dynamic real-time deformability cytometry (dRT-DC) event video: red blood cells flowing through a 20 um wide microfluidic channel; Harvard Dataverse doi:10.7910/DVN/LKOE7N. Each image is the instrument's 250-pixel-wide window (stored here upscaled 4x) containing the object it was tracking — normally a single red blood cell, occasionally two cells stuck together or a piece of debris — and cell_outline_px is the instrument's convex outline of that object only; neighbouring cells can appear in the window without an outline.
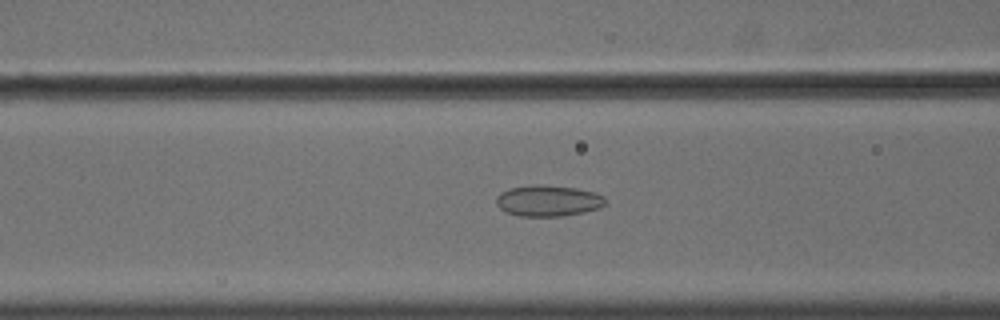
{"species": "common noctule bat (a hibernating species)", "species_latin": "Nyctalus noctula", "temperature_condition": "cold", "stored_images_in_passage": 57, "camera_frame_rate_fps": 3000, "um_per_image_px": 0.085, "animal": {"sex": "male", "body_mass_g": 18.8}, "frame": {"image": 1, "passage_image": 24, "time_ms": 7.667, "image_size_px": [1000, 320], "cell_outline_px": [[604, 204], [600, 208], [584, 212], [560, 216], [520, 216], [508, 212], [500, 208], [496, 204], [496, 196], [500, 192], [508, 188], [532, 184], [544, 184], [576, 188], [596, 192], [604, 196]], "centroid_in_image_um": [46.57, 17.04], "position_along_channel_um": 120.0, "area_um2": 19.94}}
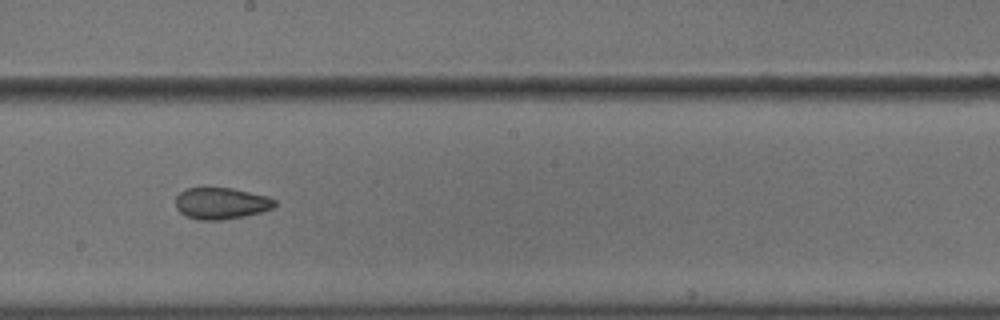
{"frame": {"image": 2, "passage_image": 33, "time_ms": 10.667, "image_size_px": [1000, 320], "cell_outline_px": [[276, 208], [244, 216], [220, 220], [200, 220], [188, 216], [180, 212], [176, 208], [176, 196], [180, 192], [188, 188], [204, 184], [232, 188], [268, 196], [276, 200]], "centroid_in_image_um": [18.79, 17.23], "position_along_channel_um": 229.4, "area_um2": 18.84}}
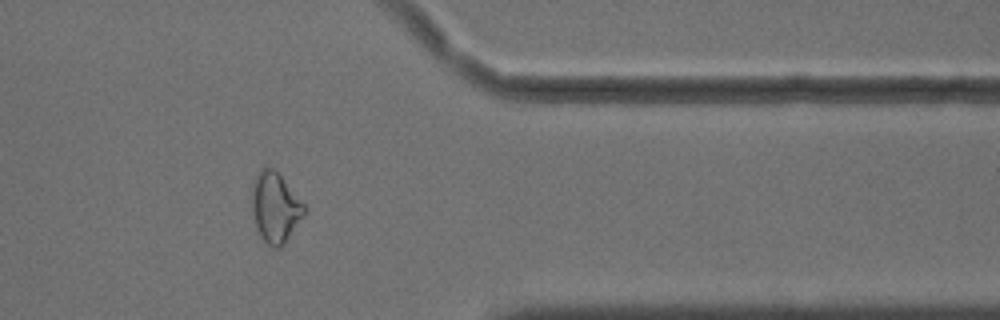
{"frame": {"image": 3, "passage_image": 47, "time_ms": 15.333, "image_size_px": [1000, 320], "cell_outline_px": [[304, 216], [284, 244], [280, 248], [272, 248], [260, 236], [252, 212], [252, 192], [256, 176], [260, 168], [272, 168], [280, 176], [304, 204]], "centroid_in_image_um": [23.39, 17.67], "position_along_channel_um": 388.0, "area_um2": 20.87}, "authors_computed_cell_mechanics": {"area_um2": 21.8484, "velocity_mm_per_s": 3.6372, "shape_relaxation_time_tau1_ms": null, "shape_relaxation_time_tau2_ms": 3.319, "deformation_change_tau1": null, "deformation_change_tau2": 0.0784}}